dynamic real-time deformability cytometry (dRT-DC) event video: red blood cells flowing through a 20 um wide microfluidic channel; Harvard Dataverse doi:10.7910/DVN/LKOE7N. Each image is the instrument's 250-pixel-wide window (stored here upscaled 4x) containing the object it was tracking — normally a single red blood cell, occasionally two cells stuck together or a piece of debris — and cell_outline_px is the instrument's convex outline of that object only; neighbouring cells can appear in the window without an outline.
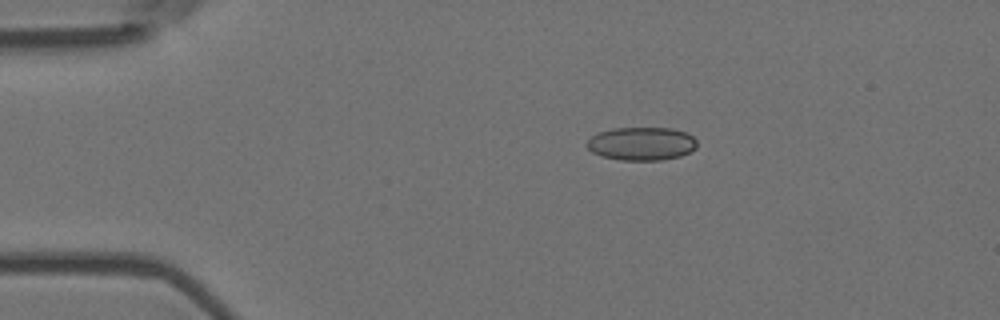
{"species": "Egyptian fruit bat (a non-hibernating species)", "species_latin": "Rousettus aegyptiacus", "temperature_condition": "room temperature", "stored_images_in_passage": 2, "camera_frame_rate_fps": 3000, "um_per_image_px": 0.085, "animal": {"sex": "female"}, "frame": {"image": 1, "passage_image": 1, "time_ms": 0.0, "image_size_px": [1000, 320], "cell_outline_px": [[696, 148], [680, 156], [664, 160], [620, 160], [600, 156], [592, 152], [584, 144], [592, 136], [600, 132], [612, 128], [672, 128], [688, 132], [696, 140]], "centroid_in_image_um": [54.52, 12.21], "position_along_channel_um": 30.5, "area_um2": 21.5}}